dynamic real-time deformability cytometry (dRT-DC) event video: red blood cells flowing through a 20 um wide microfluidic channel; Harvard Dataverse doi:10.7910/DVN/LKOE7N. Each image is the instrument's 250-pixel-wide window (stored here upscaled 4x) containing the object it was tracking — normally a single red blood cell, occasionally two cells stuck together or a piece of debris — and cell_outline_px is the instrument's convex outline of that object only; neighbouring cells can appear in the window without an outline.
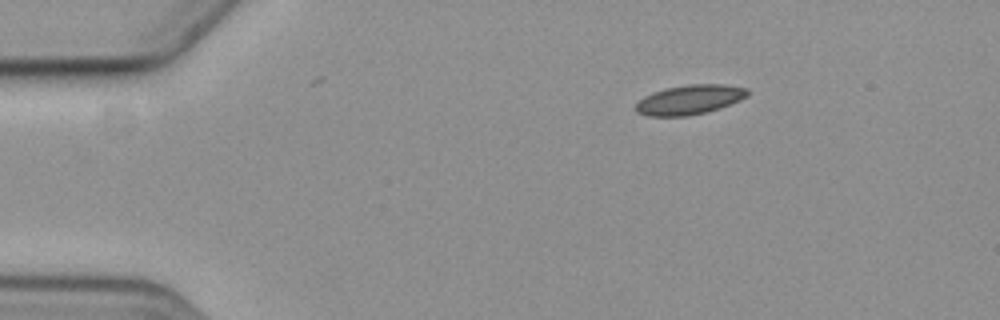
{"species": "common noctule bat (a hibernating species)", "species_latin": "Nyctalus noctula", "temperature_condition": "cold", "stored_images_in_passage": 3, "camera_frame_rate_fps": 3000, "um_per_image_px": 0.085, "animal": {"sex": "female", "body_mass_g": 19.3, "forearm_length_mm": 54.1}, "frame": {"image": 1, "passage_image": 1, "time_ms": 0.0, "image_size_px": [1000, 320], "cell_outline_px": [[752, 92], [748, 96], [740, 100], [720, 108], [708, 112], [688, 116], [648, 116], [636, 112], [636, 104], [644, 96], [652, 92], [664, 88], [688, 84], [724, 84], [748, 88]], "centroid_in_image_um": [58.65, 8.46], "position_along_channel_um": 26.3, "area_um2": 19.54}}
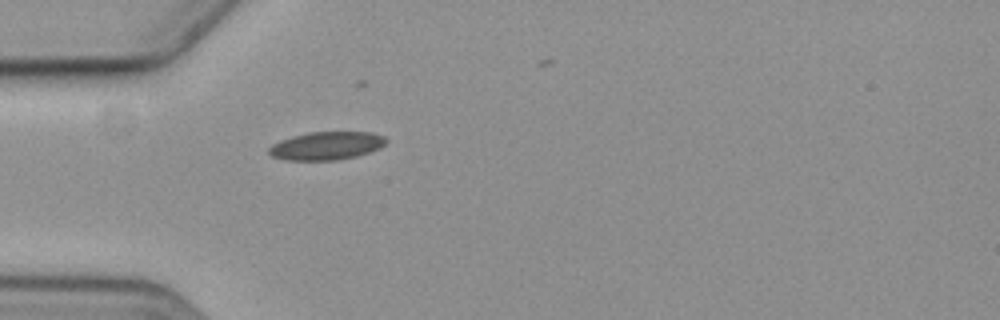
{"frame": {"image": 2, "passage_image": 3, "time_ms": 2.667, "image_size_px": [1000, 320], "cell_outline_px": [[388, 140], [380, 148], [356, 156], [336, 160], [284, 160], [272, 156], [268, 152], [268, 148], [272, 144], [280, 140], [292, 136], [308, 132], [372, 132], [384, 136]], "centroid_in_image_um": [27.73, 12.38], "position_along_channel_um": 57.3, "area_um2": 19.25}}